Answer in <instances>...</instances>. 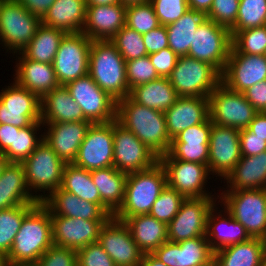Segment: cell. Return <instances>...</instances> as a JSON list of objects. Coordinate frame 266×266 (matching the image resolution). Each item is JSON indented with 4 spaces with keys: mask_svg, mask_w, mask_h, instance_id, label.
Returning <instances> with one entry per match:
<instances>
[{
    "mask_svg": "<svg viewBox=\"0 0 266 266\" xmlns=\"http://www.w3.org/2000/svg\"><path fill=\"white\" fill-rule=\"evenodd\" d=\"M53 245L49 210L39 202L23 219L7 255L9 266H33Z\"/></svg>",
    "mask_w": 266,
    "mask_h": 266,
    "instance_id": "1",
    "label": "cell"
},
{
    "mask_svg": "<svg viewBox=\"0 0 266 266\" xmlns=\"http://www.w3.org/2000/svg\"><path fill=\"white\" fill-rule=\"evenodd\" d=\"M116 120L158 157L167 154L171 139L164 112L140 105L127 96L117 102Z\"/></svg>",
    "mask_w": 266,
    "mask_h": 266,
    "instance_id": "2",
    "label": "cell"
},
{
    "mask_svg": "<svg viewBox=\"0 0 266 266\" xmlns=\"http://www.w3.org/2000/svg\"><path fill=\"white\" fill-rule=\"evenodd\" d=\"M88 74L116 102L129 96L126 61L110 40H92Z\"/></svg>",
    "mask_w": 266,
    "mask_h": 266,
    "instance_id": "3",
    "label": "cell"
},
{
    "mask_svg": "<svg viewBox=\"0 0 266 266\" xmlns=\"http://www.w3.org/2000/svg\"><path fill=\"white\" fill-rule=\"evenodd\" d=\"M166 185V173L160 162L147 170L129 173L123 203L113 217L149 214Z\"/></svg>",
    "mask_w": 266,
    "mask_h": 266,
    "instance_id": "4",
    "label": "cell"
},
{
    "mask_svg": "<svg viewBox=\"0 0 266 266\" xmlns=\"http://www.w3.org/2000/svg\"><path fill=\"white\" fill-rule=\"evenodd\" d=\"M218 199L252 238L266 239V189L224 191Z\"/></svg>",
    "mask_w": 266,
    "mask_h": 266,
    "instance_id": "5",
    "label": "cell"
},
{
    "mask_svg": "<svg viewBox=\"0 0 266 266\" xmlns=\"http://www.w3.org/2000/svg\"><path fill=\"white\" fill-rule=\"evenodd\" d=\"M168 79L178 96L209 97L221 83V73L213 65L186 55L179 56Z\"/></svg>",
    "mask_w": 266,
    "mask_h": 266,
    "instance_id": "6",
    "label": "cell"
},
{
    "mask_svg": "<svg viewBox=\"0 0 266 266\" xmlns=\"http://www.w3.org/2000/svg\"><path fill=\"white\" fill-rule=\"evenodd\" d=\"M28 189L33 195L37 191H47L38 194L42 202L47 194L50 195L61 186L63 170L66 163L61 160L44 140L36 147L31 155L22 162ZM32 190H36L35 192ZM42 190V191H41ZM34 192V193H32Z\"/></svg>",
    "mask_w": 266,
    "mask_h": 266,
    "instance_id": "7",
    "label": "cell"
},
{
    "mask_svg": "<svg viewBox=\"0 0 266 266\" xmlns=\"http://www.w3.org/2000/svg\"><path fill=\"white\" fill-rule=\"evenodd\" d=\"M41 19L16 0H0V44L15 54L31 42Z\"/></svg>",
    "mask_w": 266,
    "mask_h": 266,
    "instance_id": "8",
    "label": "cell"
},
{
    "mask_svg": "<svg viewBox=\"0 0 266 266\" xmlns=\"http://www.w3.org/2000/svg\"><path fill=\"white\" fill-rule=\"evenodd\" d=\"M208 100L209 118L219 126L247 129L258 113L243 93L230 90L222 83L209 95Z\"/></svg>",
    "mask_w": 266,
    "mask_h": 266,
    "instance_id": "9",
    "label": "cell"
},
{
    "mask_svg": "<svg viewBox=\"0 0 266 266\" xmlns=\"http://www.w3.org/2000/svg\"><path fill=\"white\" fill-rule=\"evenodd\" d=\"M231 47L230 30L208 20L196 29L187 56L213 65L222 74Z\"/></svg>",
    "mask_w": 266,
    "mask_h": 266,
    "instance_id": "10",
    "label": "cell"
},
{
    "mask_svg": "<svg viewBox=\"0 0 266 266\" xmlns=\"http://www.w3.org/2000/svg\"><path fill=\"white\" fill-rule=\"evenodd\" d=\"M91 43L83 32L64 35L52 63L60 85L88 74Z\"/></svg>",
    "mask_w": 266,
    "mask_h": 266,
    "instance_id": "11",
    "label": "cell"
},
{
    "mask_svg": "<svg viewBox=\"0 0 266 266\" xmlns=\"http://www.w3.org/2000/svg\"><path fill=\"white\" fill-rule=\"evenodd\" d=\"M113 166L126 174L147 170L159 157L130 130L113 120Z\"/></svg>",
    "mask_w": 266,
    "mask_h": 266,
    "instance_id": "12",
    "label": "cell"
},
{
    "mask_svg": "<svg viewBox=\"0 0 266 266\" xmlns=\"http://www.w3.org/2000/svg\"><path fill=\"white\" fill-rule=\"evenodd\" d=\"M84 117L92 123L116 120L117 102L87 74L65 85Z\"/></svg>",
    "mask_w": 266,
    "mask_h": 266,
    "instance_id": "13",
    "label": "cell"
},
{
    "mask_svg": "<svg viewBox=\"0 0 266 266\" xmlns=\"http://www.w3.org/2000/svg\"><path fill=\"white\" fill-rule=\"evenodd\" d=\"M159 162L165 170L167 185L185 198L214 196L204 189L210 179L208 164L175 160L168 154L159 157Z\"/></svg>",
    "mask_w": 266,
    "mask_h": 266,
    "instance_id": "14",
    "label": "cell"
},
{
    "mask_svg": "<svg viewBox=\"0 0 266 266\" xmlns=\"http://www.w3.org/2000/svg\"><path fill=\"white\" fill-rule=\"evenodd\" d=\"M41 121V98L17 84L3 88L0 92V124L20 128Z\"/></svg>",
    "mask_w": 266,
    "mask_h": 266,
    "instance_id": "15",
    "label": "cell"
},
{
    "mask_svg": "<svg viewBox=\"0 0 266 266\" xmlns=\"http://www.w3.org/2000/svg\"><path fill=\"white\" fill-rule=\"evenodd\" d=\"M214 197L186 198L176 216L167 225L168 241L180 242L205 236L210 210L216 207Z\"/></svg>",
    "mask_w": 266,
    "mask_h": 266,
    "instance_id": "16",
    "label": "cell"
},
{
    "mask_svg": "<svg viewBox=\"0 0 266 266\" xmlns=\"http://www.w3.org/2000/svg\"><path fill=\"white\" fill-rule=\"evenodd\" d=\"M113 121L92 123L73 161L88 171L113 166Z\"/></svg>",
    "mask_w": 266,
    "mask_h": 266,
    "instance_id": "17",
    "label": "cell"
},
{
    "mask_svg": "<svg viewBox=\"0 0 266 266\" xmlns=\"http://www.w3.org/2000/svg\"><path fill=\"white\" fill-rule=\"evenodd\" d=\"M241 157L240 130L212 123L209 140V172L225 179Z\"/></svg>",
    "mask_w": 266,
    "mask_h": 266,
    "instance_id": "18",
    "label": "cell"
},
{
    "mask_svg": "<svg viewBox=\"0 0 266 266\" xmlns=\"http://www.w3.org/2000/svg\"><path fill=\"white\" fill-rule=\"evenodd\" d=\"M98 242L116 266L140 265L144 253L123 221L110 217L101 228Z\"/></svg>",
    "mask_w": 266,
    "mask_h": 266,
    "instance_id": "19",
    "label": "cell"
},
{
    "mask_svg": "<svg viewBox=\"0 0 266 266\" xmlns=\"http://www.w3.org/2000/svg\"><path fill=\"white\" fill-rule=\"evenodd\" d=\"M266 80V56L229 53L221 83L228 89L243 93L256 83Z\"/></svg>",
    "mask_w": 266,
    "mask_h": 266,
    "instance_id": "20",
    "label": "cell"
},
{
    "mask_svg": "<svg viewBox=\"0 0 266 266\" xmlns=\"http://www.w3.org/2000/svg\"><path fill=\"white\" fill-rule=\"evenodd\" d=\"M167 266H213L214 252L205 236L166 241L152 253Z\"/></svg>",
    "mask_w": 266,
    "mask_h": 266,
    "instance_id": "21",
    "label": "cell"
},
{
    "mask_svg": "<svg viewBox=\"0 0 266 266\" xmlns=\"http://www.w3.org/2000/svg\"><path fill=\"white\" fill-rule=\"evenodd\" d=\"M106 221L51 216L53 245L78 250L96 243Z\"/></svg>",
    "mask_w": 266,
    "mask_h": 266,
    "instance_id": "22",
    "label": "cell"
},
{
    "mask_svg": "<svg viewBox=\"0 0 266 266\" xmlns=\"http://www.w3.org/2000/svg\"><path fill=\"white\" fill-rule=\"evenodd\" d=\"M47 124V125H46ZM92 122L76 121L67 123H43L48 131L43 134V140L65 163H73L78 149L86 137Z\"/></svg>",
    "mask_w": 266,
    "mask_h": 266,
    "instance_id": "23",
    "label": "cell"
},
{
    "mask_svg": "<svg viewBox=\"0 0 266 266\" xmlns=\"http://www.w3.org/2000/svg\"><path fill=\"white\" fill-rule=\"evenodd\" d=\"M126 10L121 3L87 6L82 32L91 40H110L125 26Z\"/></svg>",
    "mask_w": 266,
    "mask_h": 266,
    "instance_id": "24",
    "label": "cell"
},
{
    "mask_svg": "<svg viewBox=\"0 0 266 266\" xmlns=\"http://www.w3.org/2000/svg\"><path fill=\"white\" fill-rule=\"evenodd\" d=\"M166 127L170 139L183 130L204 123L209 118L208 97H181L165 112Z\"/></svg>",
    "mask_w": 266,
    "mask_h": 266,
    "instance_id": "25",
    "label": "cell"
},
{
    "mask_svg": "<svg viewBox=\"0 0 266 266\" xmlns=\"http://www.w3.org/2000/svg\"><path fill=\"white\" fill-rule=\"evenodd\" d=\"M50 216H66L84 220H108L112 217L100 204L84 201L60 187L41 202Z\"/></svg>",
    "mask_w": 266,
    "mask_h": 266,
    "instance_id": "26",
    "label": "cell"
},
{
    "mask_svg": "<svg viewBox=\"0 0 266 266\" xmlns=\"http://www.w3.org/2000/svg\"><path fill=\"white\" fill-rule=\"evenodd\" d=\"M14 81L40 98L60 86L53 65L25 58L18 53Z\"/></svg>",
    "mask_w": 266,
    "mask_h": 266,
    "instance_id": "27",
    "label": "cell"
},
{
    "mask_svg": "<svg viewBox=\"0 0 266 266\" xmlns=\"http://www.w3.org/2000/svg\"><path fill=\"white\" fill-rule=\"evenodd\" d=\"M38 203L39 195L28 189L22 163L8 162L0 175V210Z\"/></svg>",
    "mask_w": 266,
    "mask_h": 266,
    "instance_id": "28",
    "label": "cell"
},
{
    "mask_svg": "<svg viewBox=\"0 0 266 266\" xmlns=\"http://www.w3.org/2000/svg\"><path fill=\"white\" fill-rule=\"evenodd\" d=\"M214 208L209 212L205 233V237L214 253L224 247L242 243L252 238L247 230L233 219L225 209L223 210L227 215L222 216L221 211L215 214L218 207Z\"/></svg>",
    "mask_w": 266,
    "mask_h": 266,
    "instance_id": "29",
    "label": "cell"
},
{
    "mask_svg": "<svg viewBox=\"0 0 266 266\" xmlns=\"http://www.w3.org/2000/svg\"><path fill=\"white\" fill-rule=\"evenodd\" d=\"M114 218L126 224L132 238L144 254L153 253L163 243L168 241L167 224L157 220L150 214Z\"/></svg>",
    "mask_w": 266,
    "mask_h": 266,
    "instance_id": "30",
    "label": "cell"
},
{
    "mask_svg": "<svg viewBox=\"0 0 266 266\" xmlns=\"http://www.w3.org/2000/svg\"><path fill=\"white\" fill-rule=\"evenodd\" d=\"M81 107L68 89L60 85L41 98L42 123H67L86 121Z\"/></svg>",
    "mask_w": 266,
    "mask_h": 266,
    "instance_id": "31",
    "label": "cell"
},
{
    "mask_svg": "<svg viewBox=\"0 0 266 266\" xmlns=\"http://www.w3.org/2000/svg\"><path fill=\"white\" fill-rule=\"evenodd\" d=\"M224 180L228 185L225 191L266 189V151L254 156H242Z\"/></svg>",
    "mask_w": 266,
    "mask_h": 266,
    "instance_id": "32",
    "label": "cell"
},
{
    "mask_svg": "<svg viewBox=\"0 0 266 266\" xmlns=\"http://www.w3.org/2000/svg\"><path fill=\"white\" fill-rule=\"evenodd\" d=\"M86 7V0H55L41 19V23L65 33L82 32Z\"/></svg>",
    "mask_w": 266,
    "mask_h": 266,
    "instance_id": "33",
    "label": "cell"
},
{
    "mask_svg": "<svg viewBox=\"0 0 266 266\" xmlns=\"http://www.w3.org/2000/svg\"><path fill=\"white\" fill-rule=\"evenodd\" d=\"M208 20L207 12L189 9L176 22L166 25L169 48L178 56L188 55L196 29Z\"/></svg>",
    "mask_w": 266,
    "mask_h": 266,
    "instance_id": "34",
    "label": "cell"
},
{
    "mask_svg": "<svg viewBox=\"0 0 266 266\" xmlns=\"http://www.w3.org/2000/svg\"><path fill=\"white\" fill-rule=\"evenodd\" d=\"M129 97L140 105L165 112L179 96L168 78L159 77L132 88Z\"/></svg>",
    "mask_w": 266,
    "mask_h": 266,
    "instance_id": "35",
    "label": "cell"
},
{
    "mask_svg": "<svg viewBox=\"0 0 266 266\" xmlns=\"http://www.w3.org/2000/svg\"><path fill=\"white\" fill-rule=\"evenodd\" d=\"M264 239L248 241L224 247L214 253V266H263Z\"/></svg>",
    "mask_w": 266,
    "mask_h": 266,
    "instance_id": "36",
    "label": "cell"
},
{
    "mask_svg": "<svg viewBox=\"0 0 266 266\" xmlns=\"http://www.w3.org/2000/svg\"><path fill=\"white\" fill-rule=\"evenodd\" d=\"M127 175L114 166L91 171L102 202L115 213L124 200Z\"/></svg>",
    "mask_w": 266,
    "mask_h": 266,
    "instance_id": "37",
    "label": "cell"
},
{
    "mask_svg": "<svg viewBox=\"0 0 266 266\" xmlns=\"http://www.w3.org/2000/svg\"><path fill=\"white\" fill-rule=\"evenodd\" d=\"M60 188L78 198L95 204H100L111 216L113 212L102 202L99 191L93 183L91 171L66 163Z\"/></svg>",
    "mask_w": 266,
    "mask_h": 266,
    "instance_id": "38",
    "label": "cell"
},
{
    "mask_svg": "<svg viewBox=\"0 0 266 266\" xmlns=\"http://www.w3.org/2000/svg\"><path fill=\"white\" fill-rule=\"evenodd\" d=\"M66 33L60 29L40 24L31 42L21 51L30 60L52 64L60 41Z\"/></svg>",
    "mask_w": 266,
    "mask_h": 266,
    "instance_id": "39",
    "label": "cell"
},
{
    "mask_svg": "<svg viewBox=\"0 0 266 266\" xmlns=\"http://www.w3.org/2000/svg\"><path fill=\"white\" fill-rule=\"evenodd\" d=\"M44 126L42 122H33L30 126L14 129L13 146H9L3 155L8 162L22 163L42 142L43 134L39 138L35 135Z\"/></svg>",
    "mask_w": 266,
    "mask_h": 266,
    "instance_id": "40",
    "label": "cell"
},
{
    "mask_svg": "<svg viewBox=\"0 0 266 266\" xmlns=\"http://www.w3.org/2000/svg\"><path fill=\"white\" fill-rule=\"evenodd\" d=\"M37 204H23L9 209L0 210V252L6 256L12 248L24 217Z\"/></svg>",
    "mask_w": 266,
    "mask_h": 266,
    "instance_id": "41",
    "label": "cell"
},
{
    "mask_svg": "<svg viewBox=\"0 0 266 266\" xmlns=\"http://www.w3.org/2000/svg\"><path fill=\"white\" fill-rule=\"evenodd\" d=\"M232 47L230 53L265 55L266 26L230 31Z\"/></svg>",
    "mask_w": 266,
    "mask_h": 266,
    "instance_id": "42",
    "label": "cell"
},
{
    "mask_svg": "<svg viewBox=\"0 0 266 266\" xmlns=\"http://www.w3.org/2000/svg\"><path fill=\"white\" fill-rule=\"evenodd\" d=\"M266 26V0H240L237 19L230 31Z\"/></svg>",
    "mask_w": 266,
    "mask_h": 266,
    "instance_id": "43",
    "label": "cell"
},
{
    "mask_svg": "<svg viewBox=\"0 0 266 266\" xmlns=\"http://www.w3.org/2000/svg\"><path fill=\"white\" fill-rule=\"evenodd\" d=\"M110 42L117 48L125 61L148 55L142 34L126 25L110 39Z\"/></svg>",
    "mask_w": 266,
    "mask_h": 266,
    "instance_id": "44",
    "label": "cell"
},
{
    "mask_svg": "<svg viewBox=\"0 0 266 266\" xmlns=\"http://www.w3.org/2000/svg\"><path fill=\"white\" fill-rule=\"evenodd\" d=\"M125 25L143 35L150 30L158 28L160 22L152 4L147 2L127 6Z\"/></svg>",
    "mask_w": 266,
    "mask_h": 266,
    "instance_id": "45",
    "label": "cell"
},
{
    "mask_svg": "<svg viewBox=\"0 0 266 266\" xmlns=\"http://www.w3.org/2000/svg\"><path fill=\"white\" fill-rule=\"evenodd\" d=\"M185 199L175 189L166 185L154 202L149 214L168 225L180 210L181 204Z\"/></svg>",
    "mask_w": 266,
    "mask_h": 266,
    "instance_id": "46",
    "label": "cell"
},
{
    "mask_svg": "<svg viewBox=\"0 0 266 266\" xmlns=\"http://www.w3.org/2000/svg\"><path fill=\"white\" fill-rule=\"evenodd\" d=\"M158 78L159 75L148 55L126 61V79L129 90Z\"/></svg>",
    "mask_w": 266,
    "mask_h": 266,
    "instance_id": "47",
    "label": "cell"
},
{
    "mask_svg": "<svg viewBox=\"0 0 266 266\" xmlns=\"http://www.w3.org/2000/svg\"><path fill=\"white\" fill-rule=\"evenodd\" d=\"M167 154L175 160L208 164L209 145H181L174 138L171 140Z\"/></svg>",
    "mask_w": 266,
    "mask_h": 266,
    "instance_id": "48",
    "label": "cell"
},
{
    "mask_svg": "<svg viewBox=\"0 0 266 266\" xmlns=\"http://www.w3.org/2000/svg\"><path fill=\"white\" fill-rule=\"evenodd\" d=\"M160 25L176 22L188 10L187 0H150Z\"/></svg>",
    "mask_w": 266,
    "mask_h": 266,
    "instance_id": "49",
    "label": "cell"
},
{
    "mask_svg": "<svg viewBox=\"0 0 266 266\" xmlns=\"http://www.w3.org/2000/svg\"><path fill=\"white\" fill-rule=\"evenodd\" d=\"M239 4L240 0H213L208 18L230 30L235 25Z\"/></svg>",
    "mask_w": 266,
    "mask_h": 266,
    "instance_id": "50",
    "label": "cell"
},
{
    "mask_svg": "<svg viewBox=\"0 0 266 266\" xmlns=\"http://www.w3.org/2000/svg\"><path fill=\"white\" fill-rule=\"evenodd\" d=\"M33 266H78L77 250L52 245Z\"/></svg>",
    "mask_w": 266,
    "mask_h": 266,
    "instance_id": "51",
    "label": "cell"
},
{
    "mask_svg": "<svg viewBox=\"0 0 266 266\" xmlns=\"http://www.w3.org/2000/svg\"><path fill=\"white\" fill-rule=\"evenodd\" d=\"M78 266H116L99 242L91 243L77 250Z\"/></svg>",
    "mask_w": 266,
    "mask_h": 266,
    "instance_id": "52",
    "label": "cell"
},
{
    "mask_svg": "<svg viewBox=\"0 0 266 266\" xmlns=\"http://www.w3.org/2000/svg\"><path fill=\"white\" fill-rule=\"evenodd\" d=\"M212 121L208 118L204 123L183 130L175 139L181 145H209Z\"/></svg>",
    "mask_w": 266,
    "mask_h": 266,
    "instance_id": "53",
    "label": "cell"
},
{
    "mask_svg": "<svg viewBox=\"0 0 266 266\" xmlns=\"http://www.w3.org/2000/svg\"><path fill=\"white\" fill-rule=\"evenodd\" d=\"M148 56L159 77L165 78L170 76L179 58L169 47Z\"/></svg>",
    "mask_w": 266,
    "mask_h": 266,
    "instance_id": "54",
    "label": "cell"
},
{
    "mask_svg": "<svg viewBox=\"0 0 266 266\" xmlns=\"http://www.w3.org/2000/svg\"><path fill=\"white\" fill-rule=\"evenodd\" d=\"M142 37L148 55L169 47L166 26L160 25L158 28L143 34Z\"/></svg>",
    "mask_w": 266,
    "mask_h": 266,
    "instance_id": "55",
    "label": "cell"
},
{
    "mask_svg": "<svg viewBox=\"0 0 266 266\" xmlns=\"http://www.w3.org/2000/svg\"><path fill=\"white\" fill-rule=\"evenodd\" d=\"M240 150L242 156H254L266 151V141L255 136L248 129L240 130Z\"/></svg>",
    "mask_w": 266,
    "mask_h": 266,
    "instance_id": "56",
    "label": "cell"
},
{
    "mask_svg": "<svg viewBox=\"0 0 266 266\" xmlns=\"http://www.w3.org/2000/svg\"><path fill=\"white\" fill-rule=\"evenodd\" d=\"M243 94L257 112H266V80L249 87Z\"/></svg>",
    "mask_w": 266,
    "mask_h": 266,
    "instance_id": "57",
    "label": "cell"
},
{
    "mask_svg": "<svg viewBox=\"0 0 266 266\" xmlns=\"http://www.w3.org/2000/svg\"><path fill=\"white\" fill-rule=\"evenodd\" d=\"M23 5L33 15L40 19L46 14L47 10L55 2V0H16Z\"/></svg>",
    "mask_w": 266,
    "mask_h": 266,
    "instance_id": "58",
    "label": "cell"
},
{
    "mask_svg": "<svg viewBox=\"0 0 266 266\" xmlns=\"http://www.w3.org/2000/svg\"><path fill=\"white\" fill-rule=\"evenodd\" d=\"M255 136L266 141V112L257 113L247 128Z\"/></svg>",
    "mask_w": 266,
    "mask_h": 266,
    "instance_id": "59",
    "label": "cell"
},
{
    "mask_svg": "<svg viewBox=\"0 0 266 266\" xmlns=\"http://www.w3.org/2000/svg\"><path fill=\"white\" fill-rule=\"evenodd\" d=\"M14 129H20V127L0 124V153H3L9 146H13Z\"/></svg>",
    "mask_w": 266,
    "mask_h": 266,
    "instance_id": "60",
    "label": "cell"
},
{
    "mask_svg": "<svg viewBox=\"0 0 266 266\" xmlns=\"http://www.w3.org/2000/svg\"><path fill=\"white\" fill-rule=\"evenodd\" d=\"M187 3L191 10L205 11L208 13L213 0H187Z\"/></svg>",
    "mask_w": 266,
    "mask_h": 266,
    "instance_id": "61",
    "label": "cell"
},
{
    "mask_svg": "<svg viewBox=\"0 0 266 266\" xmlns=\"http://www.w3.org/2000/svg\"><path fill=\"white\" fill-rule=\"evenodd\" d=\"M139 266H167V265L161 262L152 253H145L143 254V257H142V260Z\"/></svg>",
    "mask_w": 266,
    "mask_h": 266,
    "instance_id": "62",
    "label": "cell"
},
{
    "mask_svg": "<svg viewBox=\"0 0 266 266\" xmlns=\"http://www.w3.org/2000/svg\"><path fill=\"white\" fill-rule=\"evenodd\" d=\"M116 3H121V0H86V6L113 5Z\"/></svg>",
    "mask_w": 266,
    "mask_h": 266,
    "instance_id": "63",
    "label": "cell"
},
{
    "mask_svg": "<svg viewBox=\"0 0 266 266\" xmlns=\"http://www.w3.org/2000/svg\"><path fill=\"white\" fill-rule=\"evenodd\" d=\"M150 2V0H121V4L125 6L133 5V4H143Z\"/></svg>",
    "mask_w": 266,
    "mask_h": 266,
    "instance_id": "64",
    "label": "cell"
},
{
    "mask_svg": "<svg viewBox=\"0 0 266 266\" xmlns=\"http://www.w3.org/2000/svg\"><path fill=\"white\" fill-rule=\"evenodd\" d=\"M8 164L7 158L3 155V153H0V175L3 172V169Z\"/></svg>",
    "mask_w": 266,
    "mask_h": 266,
    "instance_id": "65",
    "label": "cell"
},
{
    "mask_svg": "<svg viewBox=\"0 0 266 266\" xmlns=\"http://www.w3.org/2000/svg\"><path fill=\"white\" fill-rule=\"evenodd\" d=\"M0 266H9L7 256L0 252Z\"/></svg>",
    "mask_w": 266,
    "mask_h": 266,
    "instance_id": "66",
    "label": "cell"
},
{
    "mask_svg": "<svg viewBox=\"0 0 266 266\" xmlns=\"http://www.w3.org/2000/svg\"><path fill=\"white\" fill-rule=\"evenodd\" d=\"M263 266H266V239H264V246H263Z\"/></svg>",
    "mask_w": 266,
    "mask_h": 266,
    "instance_id": "67",
    "label": "cell"
}]
</instances>
